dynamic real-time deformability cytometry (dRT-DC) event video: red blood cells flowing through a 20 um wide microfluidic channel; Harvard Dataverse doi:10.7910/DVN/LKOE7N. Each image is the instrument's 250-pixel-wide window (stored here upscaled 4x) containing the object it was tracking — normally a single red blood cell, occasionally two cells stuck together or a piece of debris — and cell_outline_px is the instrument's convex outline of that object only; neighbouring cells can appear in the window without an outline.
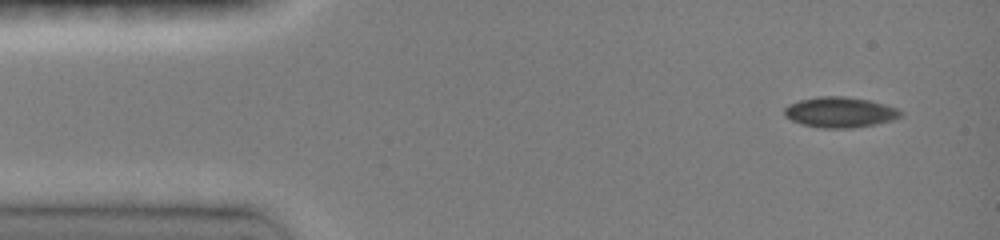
{"species": "common noctule bat (a hibernating species)", "species_latin": "Nyctalus noctula", "temperature_condition": "room temperature", "stored_images_in_passage": 31, "camera_frame_rate_fps": 3000, "um_per_image_px": 0.085, "animal": {"sex": "female", "body_mass_g": 19.0, "forearm_length_mm": 51.5}, "frame": {"image": 1, "passage_image": 1, "time_ms": 0.0, "image_size_px": [1000, 240], "cell_outline_px": [[904, 116], [892, 120], [876, 124], [852, 128], [816, 128], [800, 124], [784, 116], [784, 108], [788, 104], [800, 100], [816, 96], [844, 96], [872, 100], [896, 108], [904, 112]], "centroid_in_image_um": [71.4, 9.54], "position_along_channel_um": 13.6, "area_um2": 21.04}}
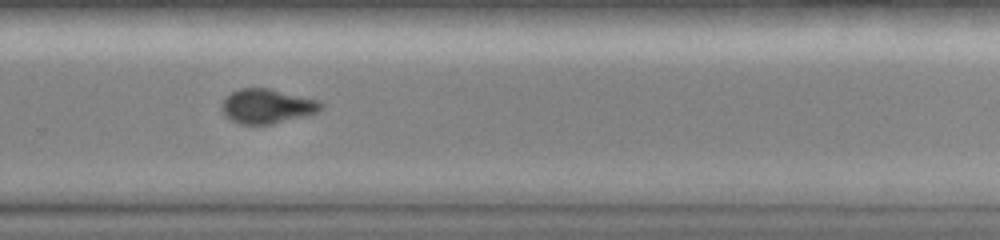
{"frame": {"image": 2, "passage_image": 23, "time_ms": 9.333, "image_size_px": [1000, 240], "cell_outline_px": [[324, 108], [316, 112], [304, 116], [272, 124], [240, 124], [224, 116], [220, 108], [224, 96], [240, 88], [268, 88], [320, 100], [324, 104]], "centroid_in_image_um": [22.68, 9.02], "position_along_channel_um": 307.1, "area_um2": 20.11}}
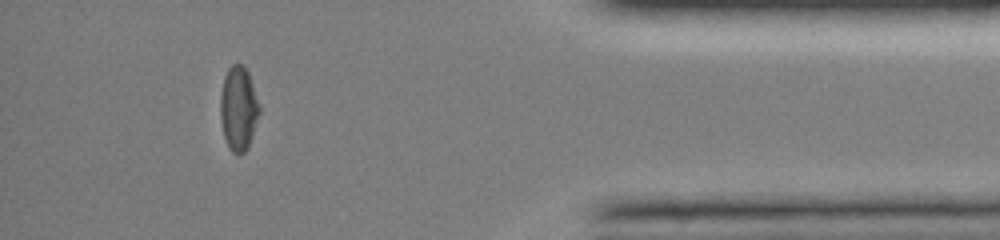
{"frame": {"image": 3, "passage_image": 28, "time_ms": 12.667, "image_size_px": [1000, 240], "cell_outline_px": [[260, 112], [248, 148], [240, 156], [232, 152], [228, 148], [224, 136], [220, 120], [220, 92], [224, 76], [228, 68], [232, 64], [244, 64], [248, 72], [260, 108]], "centroid_in_image_um": [20.25, 9.24], "position_along_channel_um": 414.9, "area_um2": 19.36}}